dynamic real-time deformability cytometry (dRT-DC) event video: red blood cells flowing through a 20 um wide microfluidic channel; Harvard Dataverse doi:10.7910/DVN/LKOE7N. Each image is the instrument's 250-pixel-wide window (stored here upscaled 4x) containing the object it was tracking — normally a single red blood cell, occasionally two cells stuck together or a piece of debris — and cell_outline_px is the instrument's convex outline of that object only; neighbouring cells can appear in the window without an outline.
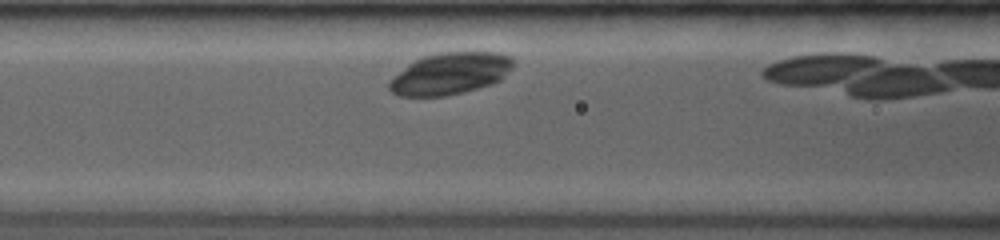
{"species": "common noctule bat (a hibernating species)", "species_latin": "Nyctalus noctula", "temperature_condition": "room temperature", "stored_images_in_passage": 16, "camera_frame_rate_fps": 3500, "um_per_image_px": 0.085, "animal": {"sex": "female", "body_mass_g": 19.0, "forearm_length_mm": 53.3}, "frame": {"image": 1, "passage_image": 10, "time_ms": 2.0, "image_size_px": [1000, 240], "cell_outline_px": [[516, 64], [500, 80], [492, 84], [464, 92], [444, 96], [400, 96], [392, 92], [388, 88], [388, 80], [412, 60], [420, 56], [436, 52], [500, 52], [512, 56]], "centroid_in_image_um": [38.26, 6.23], "position_along_channel_um": 128.3, "area_um2": 30.81}}
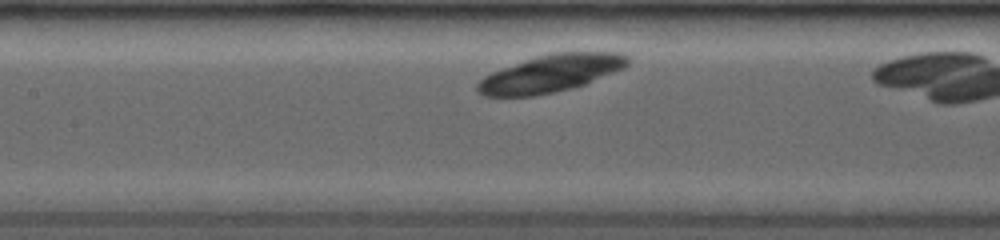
{"frame": {"image": 2, "passage_image": 13, "time_ms": 2.857, "image_size_px": [1000, 240], "cell_outline_px": [[632, 60], [624, 68], [584, 84], [552, 92], [532, 96], [484, 96], [476, 88], [476, 84], [484, 76], [492, 72], [536, 56], [548, 52], [620, 52], [628, 56]], "centroid_in_image_um": [46.84, 6.22], "position_along_channel_um": 160.6, "area_um2": 32.43}}